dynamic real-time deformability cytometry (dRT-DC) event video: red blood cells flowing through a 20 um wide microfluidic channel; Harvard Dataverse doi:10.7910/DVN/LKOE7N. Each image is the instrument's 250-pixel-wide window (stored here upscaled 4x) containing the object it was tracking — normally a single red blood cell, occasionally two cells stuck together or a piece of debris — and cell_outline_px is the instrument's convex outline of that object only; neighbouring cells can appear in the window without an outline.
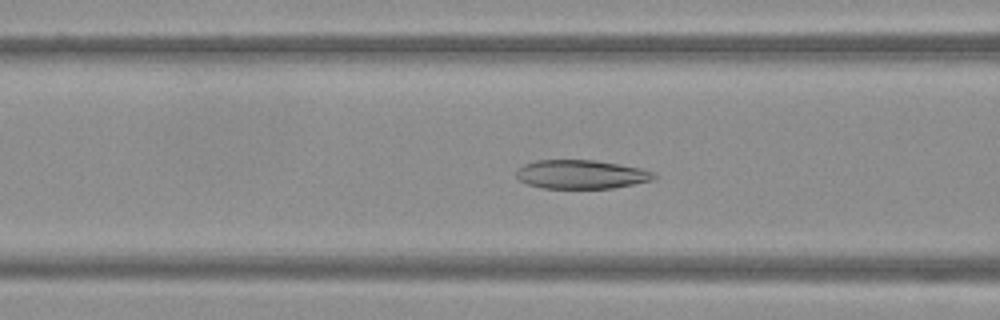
{"species": "Egyptian fruit bat (a non-hibernating species)", "species_latin": "Rousettus aegyptiacus", "temperature_condition": "warm", "stored_images_in_passage": 24, "camera_frame_rate_fps": 3000, "um_per_image_px": 0.085, "frame": {"image": 1, "passage_image": 5, "time_ms": 1.333, "image_size_px": [1000, 320], "cell_outline_px": [[656, 176], [652, 180], [612, 188], [544, 188], [528, 184], [520, 180], [516, 176], [516, 172], [524, 164], [536, 160], [596, 160], [640, 168], [656, 172]], "centroid_in_image_um": [49.41, 14.81], "position_along_channel_um": 117.2, "area_um2": 22.95}}
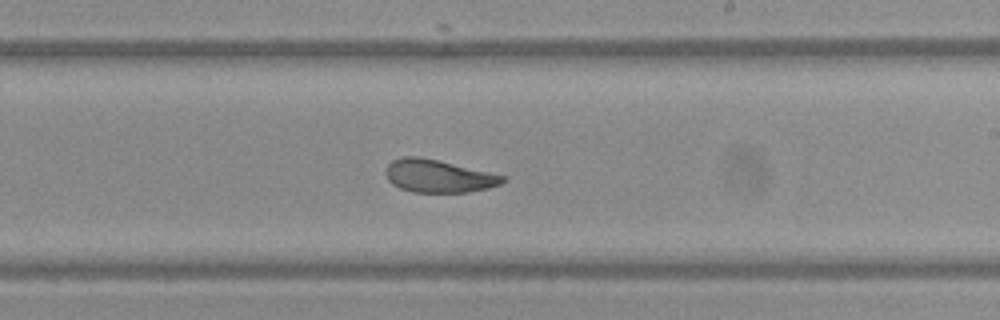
{"frame": {"image": 2, "passage_image": 15, "time_ms": 4.667, "image_size_px": [1000, 320], "cell_outline_px": [[508, 176], [500, 184], [488, 188], [468, 192], [412, 192], [400, 188], [392, 184], [388, 180], [384, 172], [384, 168], [392, 160], [404, 156], [420, 156]], "centroid_in_image_um": [37.23, 14.96], "position_along_channel_um": 251.8, "area_um2": 22.48}}
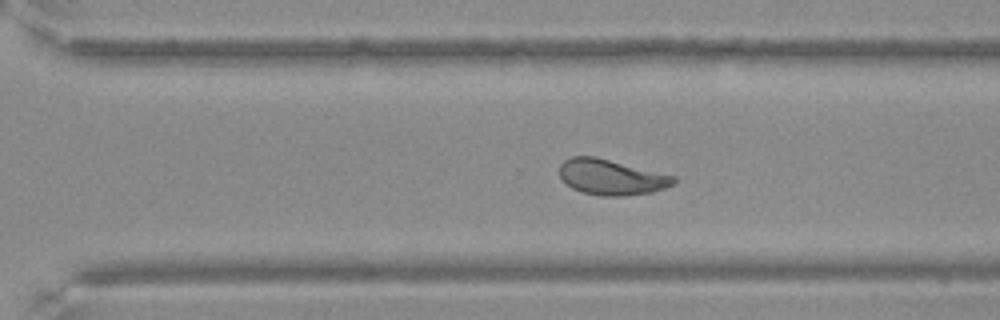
{"frame": {"image": 3, "passage_image": 20, "time_ms": 6.333, "image_size_px": [1000, 320], "cell_outline_px": [[676, 180], [672, 184], [664, 188], [652, 192], [620, 196], [600, 196], [580, 192], [572, 188], [560, 176], [560, 164], [564, 160], [572, 156], [596, 156], [676, 176]], "centroid_in_image_um": [51.95, 15.05], "position_along_channel_um": 318.6, "area_um2": 23.64}}